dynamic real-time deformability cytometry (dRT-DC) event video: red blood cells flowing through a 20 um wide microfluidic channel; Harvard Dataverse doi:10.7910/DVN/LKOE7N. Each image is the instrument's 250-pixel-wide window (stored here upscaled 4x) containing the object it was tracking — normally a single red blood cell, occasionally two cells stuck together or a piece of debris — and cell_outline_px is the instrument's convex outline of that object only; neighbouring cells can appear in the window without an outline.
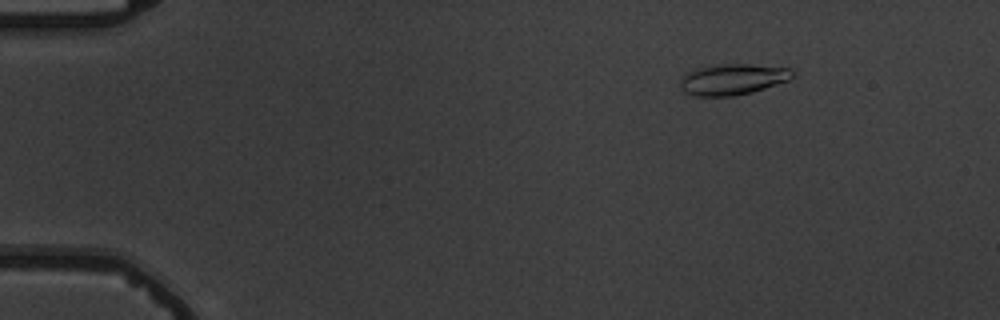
{"species": "common noctule bat (a hibernating species)", "species_latin": "Nyctalus noctula", "temperature_condition": "warm", "stored_images_in_passage": 8, "camera_frame_rate_fps": 3000, "um_per_image_px": 0.085, "animal": {"sex": "male", "body_mass_g": 19.5, "forearm_length_mm": 54.6}, "frame": {"image": 1, "passage_image": 3, "time_ms": 2.333, "image_size_px": [1000, 320], "cell_outline_px": [[796, 76], [788, 80], [752, 92], [732, 96], [692, 96], [684, 92], [680, 84], [680, 76], [684, 72], [692, 68], [724, 64], [752, 64], [792, 68], [796, 72]], "centroid_in_image_um": [62.26, 6.73], "position_along_channel_um": 22.7, "area_um2": 20.69}}
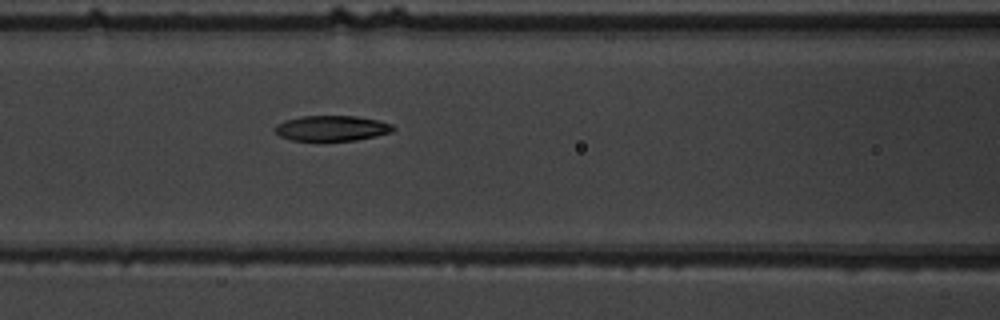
{"frame": {"image": 2, "passage_image": 8, "time_ms": 8.0, "image_size_px": [1000, 320], "cell_outline_px": [[396, 128], [392, 132], [376, 136], [356, 140], [292, 140], [280, 136], [276, 132], [276, 124], [300, 116], [356, 116], [376, 120], [392, 124]], "centroid_in_image_um": [28.24, 10.9], "position_along_channel_um": 138.4, "area_um2": 17.22}}